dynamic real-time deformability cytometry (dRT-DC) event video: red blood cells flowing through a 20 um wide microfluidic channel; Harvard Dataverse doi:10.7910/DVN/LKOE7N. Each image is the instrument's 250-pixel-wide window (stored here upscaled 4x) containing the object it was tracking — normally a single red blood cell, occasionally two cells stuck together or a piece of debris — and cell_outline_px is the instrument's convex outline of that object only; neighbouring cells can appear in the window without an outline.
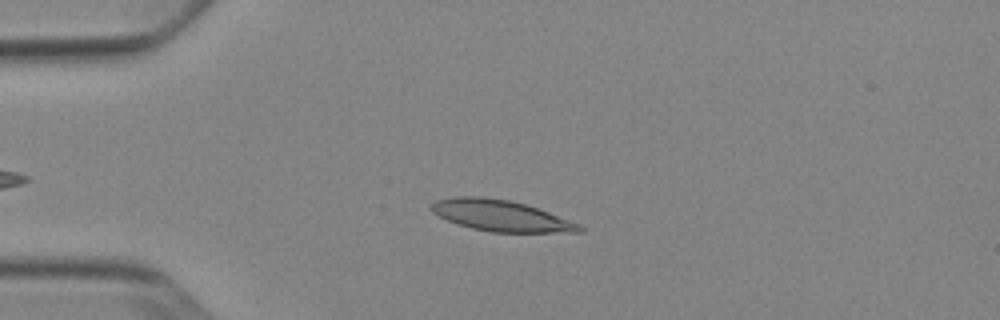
{"species": "Egyptian fruit bat (a non-hibernating species)", "species_latin": "Rousettus aegyptiacus", "temperature_condition": "cold", "stored_images_in_passage": 47, "camera_frame_rate_fps": 3000, "um_per_image_px": 0.085, "animal": {"sex": "female"}, "frame": {"image": 1, "passage_image": 13, "time_ms": 4.0, "image_size_px": [1000, 320], "cell_outline_px": [[584, 232], [492, 232], [472, 228], [456, 224], [432, 212], [428, 208], [436, 200], [456, 196], [484, 196], [508, 200], [524, 204], [548, 212], [580, 224], [584, 228]], "centroid_in_image_um": [42.55, 18.33], "position_along_channel_um": 42.5, "area_um2": 26.7}}
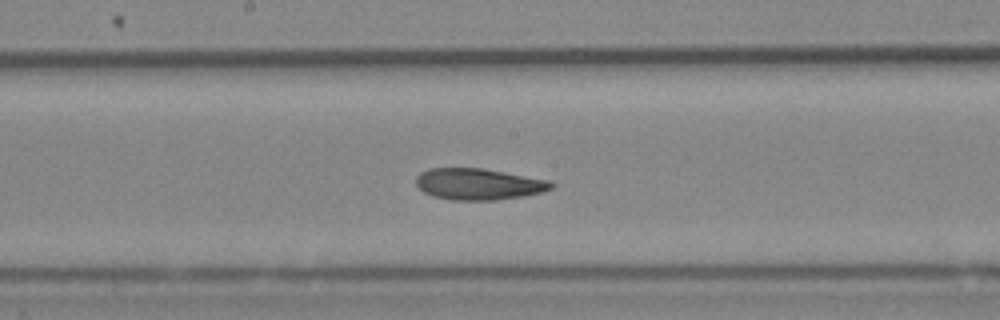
{"frame": {"image": 2, "passage_image": 28, "time_ms": 9.0, "image_size_px": [1000, 320], "cell_outline_px": [[556, 184], [552, 188], [540, 192], [524, 196], [492, 200], [452, 200], [432, 196], [424, 192], [416, 184], [416, 176], [420, 172], [428, 168], [484, 168], [552, 180]], "centroid_in_image_um": [40.69, 15.64], "position_along_channel_um": 207.5, "area_um2": 24.97}}
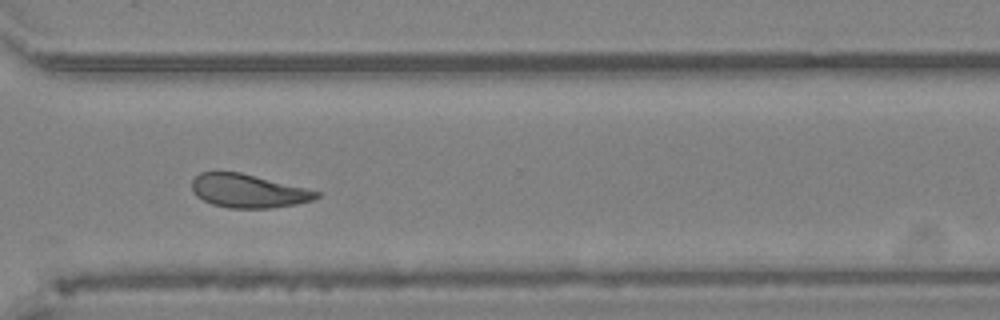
{"frame": {"image": 3, "passage_image": 39, "time_ms": 12.667, "image_size_px": [1000, 320], "cell_outline_px": [[320, 196], [312, 200], [296, 204], [268, 208], [228, 208], [212, 204], [196, 196], [192, 192], [192, 180], [200, 172], [240, 172], [320, 192]], "centroid_in_image_um": [21.06, 16.23], "position_along_channel_um": 349.5, "area_um2": 24.04}, "authors_computed_cell_mechanics": {"area_um2": 25.143, "velocity_mm_per_s": 3.8696, "shape_relaxation_time_tau1_ms": 7.3029, "shape_relaxation_time_tau2_ms": 3.6944, "deformation_change_tau1": 0.1699, "deformation_change_tau2": 0.1022}}